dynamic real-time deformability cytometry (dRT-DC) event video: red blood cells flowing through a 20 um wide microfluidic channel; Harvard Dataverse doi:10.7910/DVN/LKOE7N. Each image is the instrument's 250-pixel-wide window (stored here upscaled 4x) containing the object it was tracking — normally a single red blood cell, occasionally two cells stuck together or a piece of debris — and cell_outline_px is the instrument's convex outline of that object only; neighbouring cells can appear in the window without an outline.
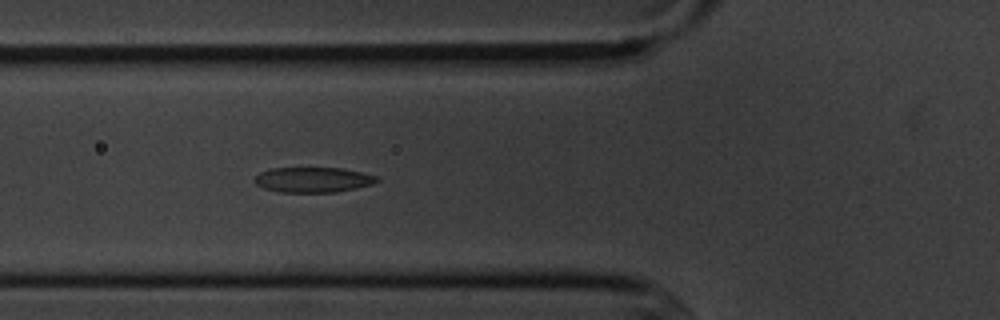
{"species": "common noctule bat (a hibernating species)", "species_latin": "Nyctalus noctula", "temperature_condition": "cold", "stored_images_in_passage": 6, "camera_frame_rate_fps": 3000, "um_per_image_px": 0.085, "animal": {"sex": "male", "body_mass_g": 20.1, "forearm_length_mm": 53.5}, "frame": {"image": 1, "passage_image": 6, "time_ms": 6.0, "image_size_px": [1000, 320], "cell_outline_px": [[380, 180], [372, 184], [356, 188], [336, 192], [280, 192], [264, 188], [256, 184], [252, 180], [260, 172], [268, 168], [340, 168], [360, 172], [376, 176]], "centroid_in_image_um": [26.57, 15.28], "position_along_channel_um": 99.2, "area_um2": 17.92}}